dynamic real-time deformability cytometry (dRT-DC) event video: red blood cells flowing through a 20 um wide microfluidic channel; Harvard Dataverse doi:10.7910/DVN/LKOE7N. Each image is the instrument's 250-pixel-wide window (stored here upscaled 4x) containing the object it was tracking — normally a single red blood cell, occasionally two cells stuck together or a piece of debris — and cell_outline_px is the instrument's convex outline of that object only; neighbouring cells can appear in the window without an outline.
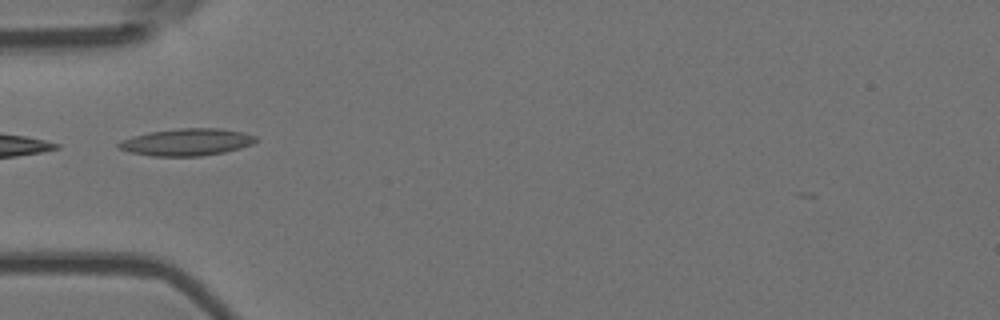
{"species": "Egyptian fruit bat (a non-hibernating species)", "species_latin": "Rousettus aegyptiacus", "temperature_condition": "room temperature", "stored_images_in_passage": 8, "camera_frame_rate_fps": 3000, "um_per_image_px": 0.085, "animal": {"sex": "female"}, "frame": {"image": 1, "passage_image": 5, "time_ms": 1.333, "image_size_px": [1000, 320], "cell_outline_px": [[260, 140], [252, 144], [240, 148], [224, 152], [200, 156], [152, 156], [128, 152], [120, 148], [116, 144], [120, 140], [132, 136], [148, 132], [180, 128], [220, 128], [244, 132], [256, 136]], "centroid_in_image_um": [15.88, 12.07], "position_along_channel_um": 69.1, "area_um2": 21.85}}
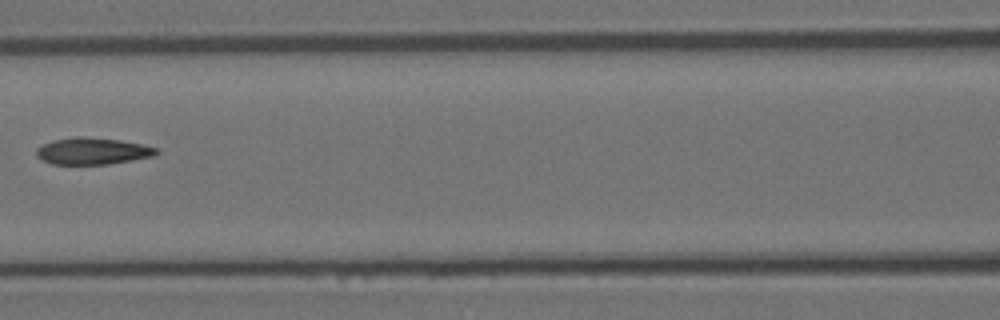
{"frame": {"image": 2, "passage_image": 7, "time_ms": 2.0, "image_size_px": [1000, 320], "cell_outline_px": [[160, 152], [152, 156], [132, 160], [108, 164], [52, 164], [36, 156], [36, 148], [52, 140], [76, 136], [84, 136], [120, 140], [140, 144], [156, 148]], "centroid_in_image_um": [7.84, 12.83], "position_along_channel_um": 158.8, "area_um2": 18.61}}
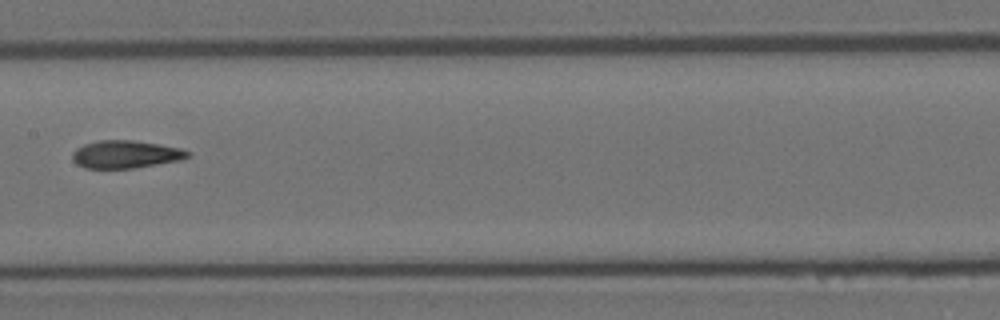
{"frame": {"image": 3, "passage_image": 8, "time_ms": 2.333, "image_size_px": [1000, 320], "cell_outline_px": [[192, 152], [188, 156], [180, 160], [132, 168], [84, 168], [76, 164], [72, 160], [72, 152], [76, 148], [84, 144], [100, 140], [132, 140], [160, 144], [180, 148]], "centroid_in_image_um": [10.65, 13.11], "position_along_channel_um": 196.8, "area_um2": 18.61}}